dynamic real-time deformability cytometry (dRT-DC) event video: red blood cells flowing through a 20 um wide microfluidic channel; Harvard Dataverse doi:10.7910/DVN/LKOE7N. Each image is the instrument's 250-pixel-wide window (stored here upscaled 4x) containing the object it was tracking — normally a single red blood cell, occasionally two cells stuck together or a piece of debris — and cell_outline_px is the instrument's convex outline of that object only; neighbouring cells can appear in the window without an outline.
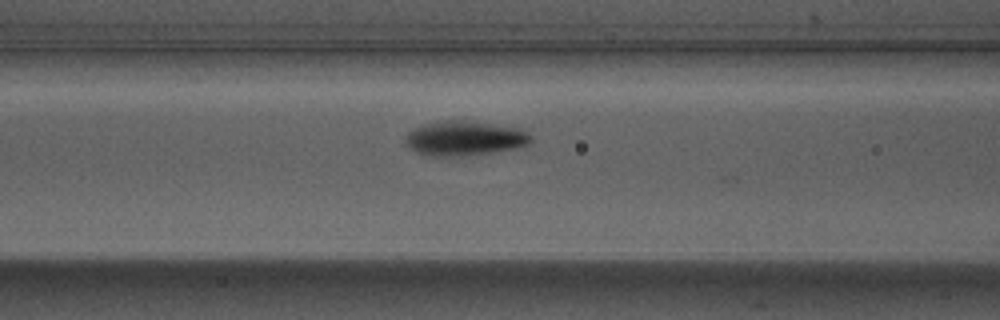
{"species": "Egyptian fruit bat (a non-hibernating species)", "species_latin": "Rousettus aegyptiacus", "temperature_condition": "warm", "stored_images_in_passage": 5, "camera_frame_rate_fps": 3000, "um_per_image_px": 0.085, "animal": {"sex": "male"}, "frame": {"image": 1, "passage_image": 3, "time_ms": 0.667, "image_size_px": [1000, 320], "cell_outline_px": [[532, 140], [528, 144], [516, 148], [492, 152], [460, 156], [428, 156], [416, 152], [404, 144], [404, 136], [408, 132], [424, 124], [448, 120], [464, 120], [520, 128], [528, 132], [532, 136]], "centroid_in_image_um": [39.47, 11.76], "position_along_channel_um": 127.1, "area_um2": 25.37}}